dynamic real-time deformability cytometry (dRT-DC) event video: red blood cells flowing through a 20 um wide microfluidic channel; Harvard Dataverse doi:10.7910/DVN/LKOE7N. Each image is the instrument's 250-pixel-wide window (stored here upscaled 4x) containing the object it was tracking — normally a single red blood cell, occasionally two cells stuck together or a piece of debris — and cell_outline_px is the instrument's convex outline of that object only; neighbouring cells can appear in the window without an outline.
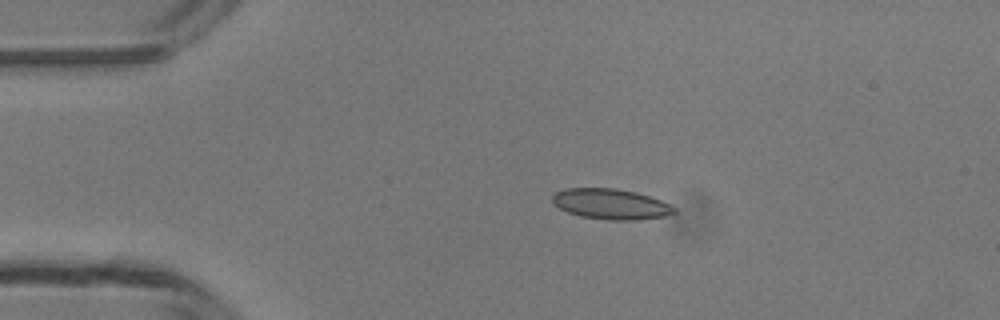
{"species": "common noctule bat (a hibernating species)", "species_latin": "Nyctalus noctula", "temperature_condition": "room temperature", "stored_images_in_passage": 49, "camera_frame_rate_fps": 3000, "um_per_image_px": 0.085, "animal": {"sex": "male", "body_mass_g": 13.3}, "frame": {"image": 1, "passage_image": 10, "time_ms": 3.0, "image_size_px": [1000, 320], "cell_outline_px": [[676, 212], [664, 216], [632, 220], [608, 220], [580, 216], [568, 212], [560, 208], [552, 200], [552, 196], [556, 192], [568, 188], [616, 188], [636, 192], [660, 200], [676, 208]], "centroid_in_image_um": [51.91, 17.34], "position_along_channel_um": 33.1, "area_um2": 21.39}}
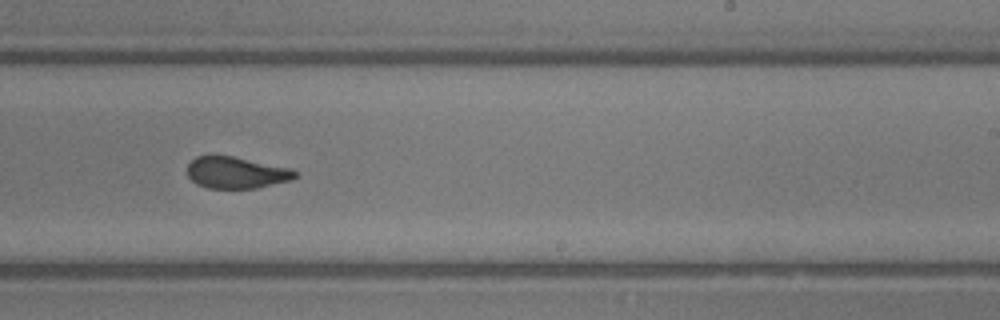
{"frame": {"image": 2, "passage_image": 30, "time_ms": 9.667, "image_size_px": [1000, 320], "cell_outline_px": [[296, 176], [292, 180], [256, 188], [208, 188], [196, 184], [188, 176], [188, 164], [196, 156], [212, 152], [292, 168], [296, 172]], "centroid_in_image_um": [20.04, 14.64], "position_along_channel_um": 269.0, "area_um2": 20.29}}
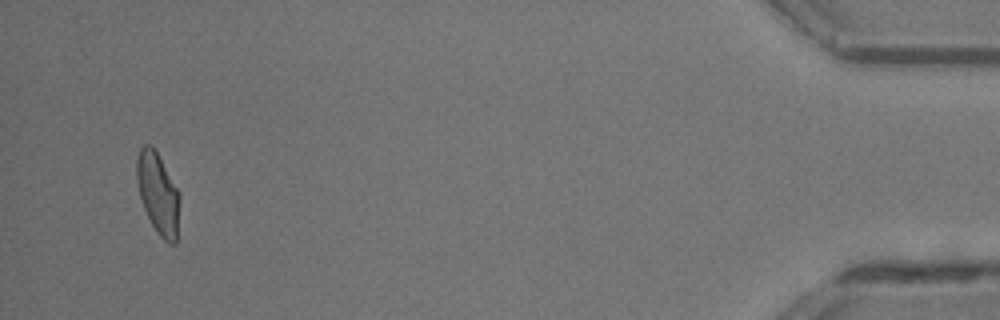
{"frame": {"image": 3, "passage_image": 47, "time_ms": 15.333, "image_size_px": [1000, 320], "cell_outline_px": [[180, 200], [176, 244], [172, 244], [164, 240], [160, 236], [152, 224], [144, 208], [140, 196], [136, 180], [136, 160], [140, 148], [144, 144], [152, 144], [176, 188], [180, 196]], "centroid_in_image_um": [13.42, 16.44], "position_along_channel_um": 421.8, "area_um2": 20.06}, "authors_computed_cell_mechanics": {"area_um2": 20.8658, "velocity_mm_per_s": 4.1924, "shape_relaxation_time_tau1_ms": null, "shape_relaxation_time_tau2_ms": 0.8502, "deformation_change_tau1": null, "deformation_change_tau2": 0.0654}}